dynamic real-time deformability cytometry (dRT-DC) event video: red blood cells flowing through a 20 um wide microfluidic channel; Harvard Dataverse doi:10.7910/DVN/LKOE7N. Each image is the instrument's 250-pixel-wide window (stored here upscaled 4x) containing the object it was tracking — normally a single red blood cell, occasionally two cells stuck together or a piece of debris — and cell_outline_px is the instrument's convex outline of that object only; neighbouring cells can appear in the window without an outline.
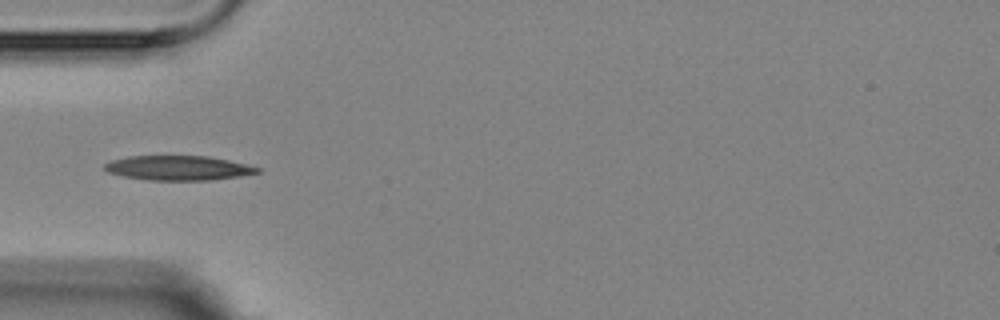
{"species": "Egyptian fruit bat (a non-hibernating species)", "species_latin": "Rousettus aegyptiacus", "temperature_condition": "room temperature", "stored_images_in_passage": 3, "camera_frame_rate_fps": 3000, "um_per_image_px": 0.085, "animal": {"sex": "female"}, "frame": {"image": 1, "passage_image": 1, "time_ms": 0.0, "image_size_px": [1000, 320], "cell_outline_px": [[260, 172], [240, 176], [212, 180], [148, 180], [124, 176], [108, 172], [104, 168], [104, 164], [112, 160], [128, 156], [208, 156], [228, 160], [260, 168]], "centroid_in_image_um": [15.14, 14.28], "position_along_channel_um": 69.9, "area_um2": 21.73}}
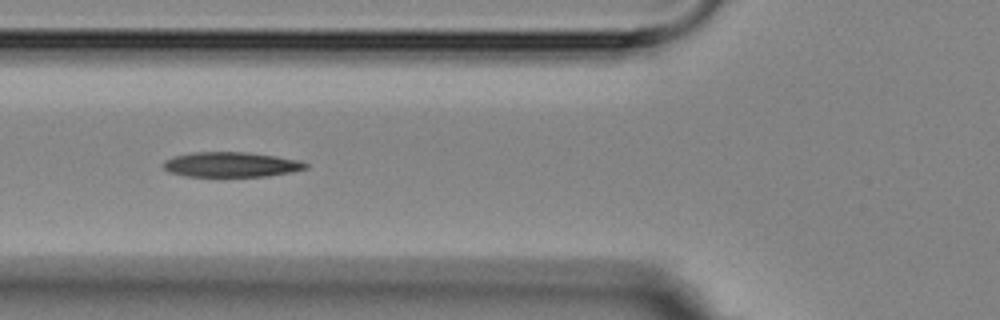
{"frame": {"image": 2, "passage_image": 2, "time_ms": 1.0, "image_size_px": [1000, 320], "cell_outline_px": [[308, 168], [292, 172], [268, 176], [184, 176], [172, 172], [164, 168], [164, 160], [172, 156], [192, 152], [248, 152], [276, 156], [300, 160], [308, 164]], "centroid_in_image_um": [19.67, 13.98], "position_along_channel_um": 106.1, "area_um2": 20.75}}
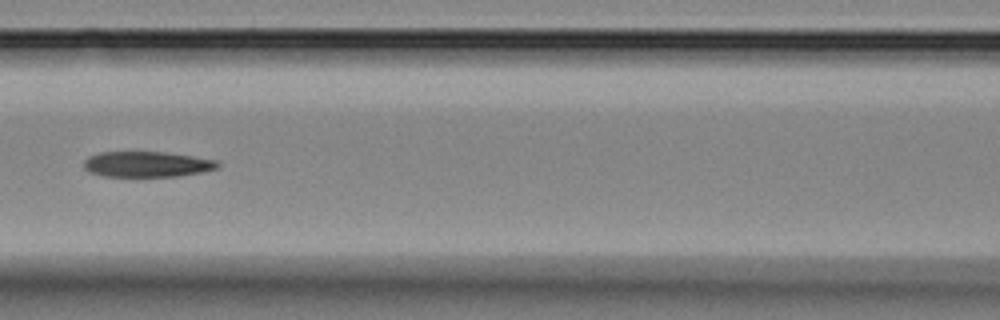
{"frame": {"image": 3, "passage_image": 3, "time_ms": 2.333, "image_size_px": [1000, 320], "cell_outline_px": [[220, 164], [216, 168], [200, 172], [176, 176], [100, 176], [88, 172], [84, 168], [84, 160], [88, 156], [100, 152], [164, 152], [192, 156], [216, 160]], "centroid_in_image_um": [12.42, 13.96], "position_along_channel_um": 154.2, "area_um2": 19.83}}